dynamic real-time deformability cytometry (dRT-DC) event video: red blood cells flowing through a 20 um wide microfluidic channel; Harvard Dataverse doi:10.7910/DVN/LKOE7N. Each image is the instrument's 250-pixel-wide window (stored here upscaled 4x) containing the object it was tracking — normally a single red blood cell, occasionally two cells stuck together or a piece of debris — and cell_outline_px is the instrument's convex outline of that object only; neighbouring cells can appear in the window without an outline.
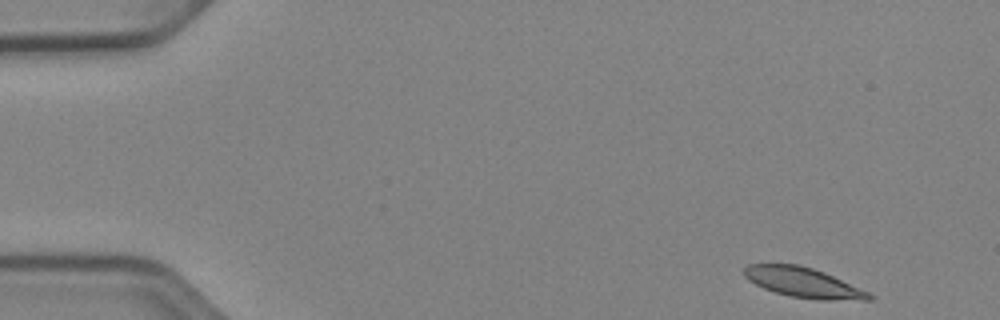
{"species": "Egyptian fruit bat (a non-hibernating species)", "species_latin": "Rousettus aegyptiacus", "temperature_condition": "cold", "stored_images_in_passage": 49, "camera_frame_rate_fps": 3000, "um_per_image_px": 0.085, "animal": {"sex": "female"}, "frame": {"image": 1, "passage_image": 1, "time_ms": 0.0, "image_size_px": [1000, 320], "cell_outline_px": [[876, 296], [872, 300], [820, 300], [788, 296], [764, 288], [748, 280], [744, 276], [744, 268], [748, 264], [800, 264], [824, 272], [868, 292]], "centroid_in_image_um": [68.29, 24.02], "position_along_channel_um": 16.7, "area_um2": 21.73}}
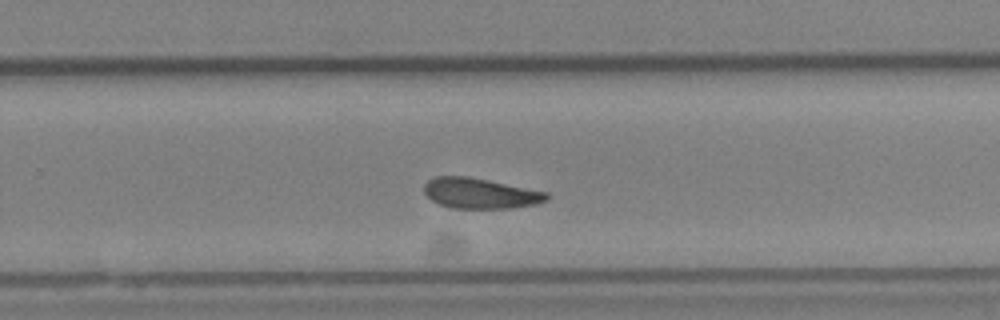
{"frame": {"image": 2, "passage_image": 31, "time_ms": 10.0, "image_size_px": [1000, 320], "cell_outline_px": [[548, 200], [536, 204], [512, 208], [452, 208], [440, 204], [432, 200], [424, 192], [424, 184], [432, 176], [468, 176], [548, 192]], "centroid_in_image_um": [40.81, 16.42], "position_along_channel_um": 289.0, "area_um2": 21.73}}
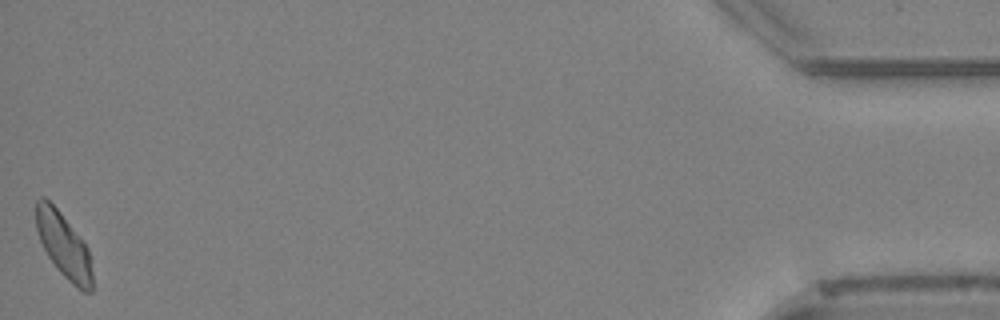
{"frame": {"image": 3, "passage_image": 49, "time_ms": 16.0, "image_size_px": [1000, 320], "cell_outline_px": [[92, 292], [84, 292], [76, 288], [60, 272], [48, 256], [40, 240], [36, 228], [36, 200], [40, 196], [44, 196], [60, 212], [88, 248], [92, 272]], "centroid_in_image_um": [5.41, 20.87], "position_along_channel_um": 429.8, "area_um2": 20.98}, "authors_computed_cell_mechanics": {"area_um2": 22.1374, "velocity_mm_per_s": 3.8683, "shape_relaxation_time_tau1_ms": 8.4684, "shape_relaxation_time_tau2_ms": 4.4174, "deformation_change_tau1": 0.1424, "deformation_change_tau2": 0.1013}}